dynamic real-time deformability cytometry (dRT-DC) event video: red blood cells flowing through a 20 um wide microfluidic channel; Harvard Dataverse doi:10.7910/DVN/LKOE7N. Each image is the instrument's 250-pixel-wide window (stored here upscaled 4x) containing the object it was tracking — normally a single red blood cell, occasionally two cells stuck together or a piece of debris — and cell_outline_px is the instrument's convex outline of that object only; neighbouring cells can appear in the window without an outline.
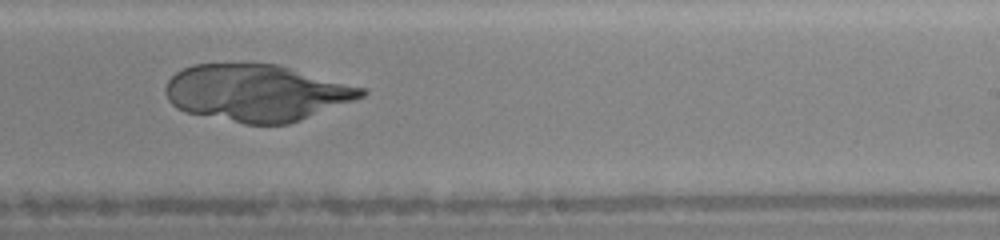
{"species": "human", "species_latin": "Homo sapiens", "temperature_condition": "warm", "stored_images_in_passage": 25, "camera_frame_rate_fps": 3000, "um_per_image_px": 0.085, "donor": {"sex": "female"}, "frame": {"image": 1, "passage_image": 15, "time_ms": 5.333, "image_size_px": [1000, 240], "cell_outline_px": [[368, 92], [364, 96], [300, 120], [288, 124], [244, 124], [184, 112], [176, 108], [168, 100], [164, 92], [164, 88], [168, 80], [176, 72], [192, 64], [276, 64], [364, 88]], "centroid_in_image_um": [21.75, 7.9], "position_along_channel_um": 267.3, "area_um2": 64.5}}